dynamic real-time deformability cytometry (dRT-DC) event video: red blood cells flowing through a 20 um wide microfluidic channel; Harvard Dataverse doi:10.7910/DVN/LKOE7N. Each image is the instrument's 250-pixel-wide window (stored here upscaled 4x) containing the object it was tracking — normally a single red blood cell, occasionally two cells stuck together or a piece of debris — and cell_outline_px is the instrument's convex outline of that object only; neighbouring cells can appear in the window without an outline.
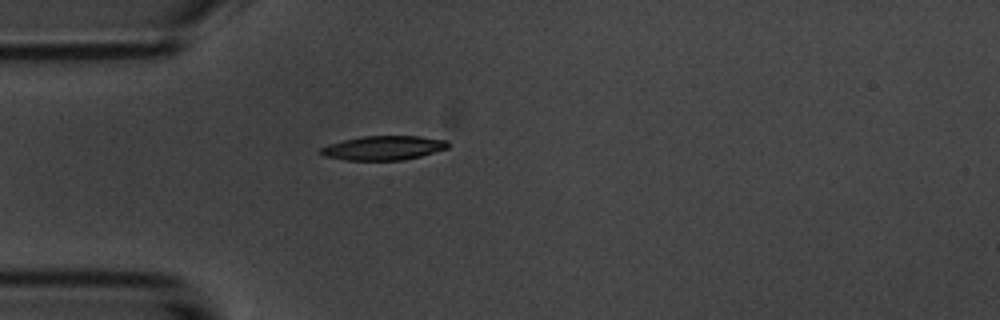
{"species": "common noctule bat (a hibernating species)", "species_latin": "Nyctalus noctula", "temperature_condition": "room temperature", "stored_images_in_passage": 1, "camera_frame_rate_fps": 3000, "um_per_image_px": 0.085, "animal": {"sex": "male", "body_mass_g": 20.1, "forearm_length_mm": 53.5}, "frame": {"image": 1, "passage_image": 1, "time_ms": 0.0, "image_size_px": [1000, 320], "cell_outline_px": [[448, 148], [420, 156], [404, 160], [344, 160], [324, 156], [320, 152], [320, 148], [328, 144], [344, 140], [364, 136], [420, 136], [448, 140]], "centroid_in_image_um": [32.6, 12.57], "position_along_channel_um": 52.4, "area_um2": 17.92}}